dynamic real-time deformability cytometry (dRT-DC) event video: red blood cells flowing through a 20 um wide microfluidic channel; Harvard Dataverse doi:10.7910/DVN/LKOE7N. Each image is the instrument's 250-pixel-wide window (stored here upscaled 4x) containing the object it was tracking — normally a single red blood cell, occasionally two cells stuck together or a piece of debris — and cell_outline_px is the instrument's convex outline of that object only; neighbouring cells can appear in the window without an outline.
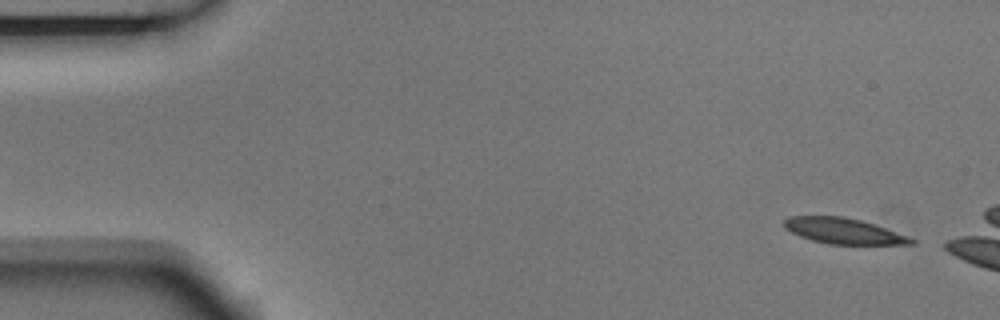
{"species": "Egyptian fruit bat (a non-hibernating species)", "species_latin": "Rousettus aegyptiacus", "temperature_condition": "room temperature", "stored_images_in_passage": 6, "segment_of_instrument_passage": [2, 2], "camera_frame_rate_fps": 3000, "um_per_image_px": 0.085, "animal": {"sex": "male"}, "frame": {"image": 1, "passage_image": 6, "time_ms": 1.667, "image_size_px": [1000, 320], "cell_outline_px": [[916, 244], [828, 244], [812, 240], [800, 236], [784, 228], [784, 220], [788, 216], [844, 216], [860, 220], [908, 236], [916, 240]], "centroid_in_image_um": [71.67, 19.63], "position_along_channel_um": 13.3, "area_um2": 18.84}}